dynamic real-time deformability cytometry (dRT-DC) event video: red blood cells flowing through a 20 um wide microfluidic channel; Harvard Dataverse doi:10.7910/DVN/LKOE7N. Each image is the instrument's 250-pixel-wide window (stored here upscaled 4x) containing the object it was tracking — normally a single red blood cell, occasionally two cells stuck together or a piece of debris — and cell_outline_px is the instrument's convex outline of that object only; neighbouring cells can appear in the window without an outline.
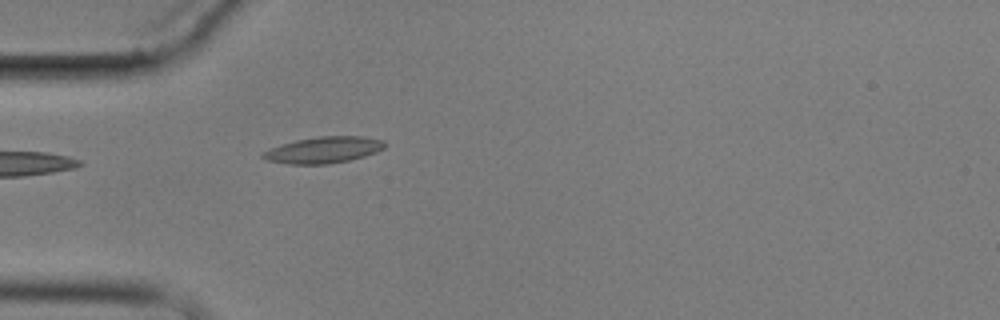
{"species": "common noctule bat (a hibernating species)", "species_latin": "Nyctalus noctula", "temperature_condition": "cold", "stored_images_in_passage": 1, "camera_frame_rate_fps": 3000, "um_per_image_px": 0.085, "animal": {"sex": "male", "body_mass_g": 17.9}, "frame": {"image": 1, "passage_image": 1, "time_ms": 0.0, "image_size_px": [1000, 320], "cell_outline_px": [[388, 144], [384, 148], [376, 152], [364, 156], [348, 160], [328, 164], [288, 164], [268, 160], [260, 156], [264, 152], [272, 148], [296, 140], [320, 136], [364, 136], [384, 140]], "centroid_in_image_um": [27.57, 12.74], "position_along_channel_um": 57.4, "area_um2": 18.55}}